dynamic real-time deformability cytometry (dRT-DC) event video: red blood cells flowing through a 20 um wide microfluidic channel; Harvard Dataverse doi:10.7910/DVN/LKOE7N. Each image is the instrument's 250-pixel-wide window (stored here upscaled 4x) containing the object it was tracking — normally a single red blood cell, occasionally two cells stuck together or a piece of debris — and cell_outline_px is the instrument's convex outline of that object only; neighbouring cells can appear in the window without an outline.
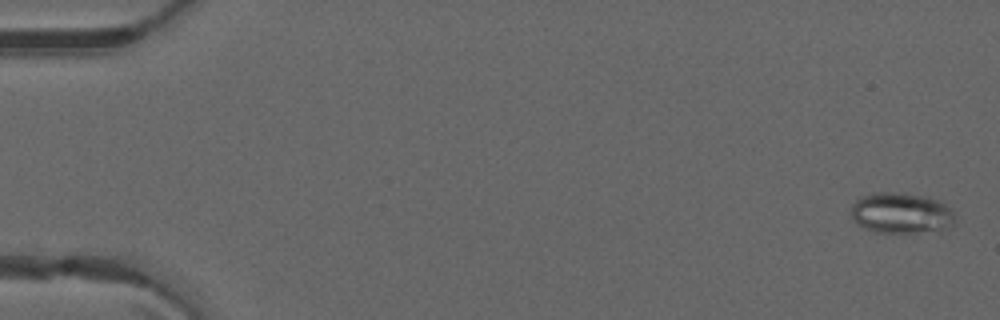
{"species": "common noctule bat (a hibernating species)", "species_latin": "Nyctalus noctula", "temperature_condition": "warm", "stored_images_in_passage": 51, "camera_frame_rate_fps": 3000, "um_per_image_px": 0.085, "animal": {"sex": "male", "forearm_length_mm": 52.5}, "frame": {"image": 1, "passage_image": 2, "time_ms": 0.333, "image_size_px": [1000, 320], "cell_outline_px": [[956, 224], [940, 232], [876, 232], [864, 228], [852, 220], [852, 204], [860, 196], [872, 192], [892, 192], [928, 196], [944, 204], [952, 212], [956, 220]], "centroid_in_image_um": [76.62, 18.12], "position_along_channel_um": 8.4, "area_um2": 25.03}}
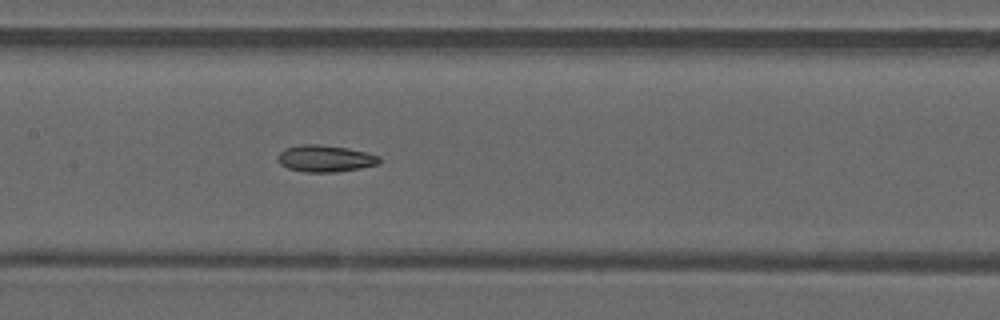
{"frame": {"image": 2, "passage_image": 26, "time_ms": 8.333, "image_size_px": [1000, 320], "cell_outline_px": [[380, 164], [360, 168], [332, 172], [304, 172], [288, 168], [280, 164], [276, 156], [284, 148], [300, 144], [320, 144], [348, 148], [368, 152], [380, 156]], "centroid_in_image_um": [27.64, 13.46], "position_along_channel_um": 179.8, "area_um2": 16.01}}
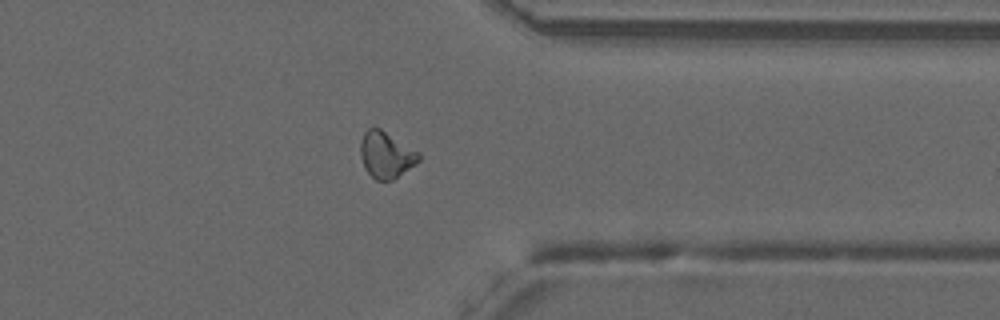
{"frame": {"image": 3, "passage_image": 41, "time_ms": 13.333, "image_size_px": [1000, 320], "cell_outline_px": [[420, 160], [416, 164], [392, 180], [376, 180], [364, 168], [360, 156], [360, 144], [364, 132], [368, 128], [380, 128], [420, 152]], "centroid_in_image_um": [32.82, 13.16], "position_along_channel_um": 378.6, "area_um2": 15.78}, "authors_computed_cell_mechanics": {"area_um2": 15.9528, "velocity_mm_per_s": 4.093, "shape_relaxation_time_tau1_ms": null, "shape_relaxation_time_tau2_ms": 3.6506, "deformation_change_tau1": null, "deformation_change_tau2": 0.1073}}